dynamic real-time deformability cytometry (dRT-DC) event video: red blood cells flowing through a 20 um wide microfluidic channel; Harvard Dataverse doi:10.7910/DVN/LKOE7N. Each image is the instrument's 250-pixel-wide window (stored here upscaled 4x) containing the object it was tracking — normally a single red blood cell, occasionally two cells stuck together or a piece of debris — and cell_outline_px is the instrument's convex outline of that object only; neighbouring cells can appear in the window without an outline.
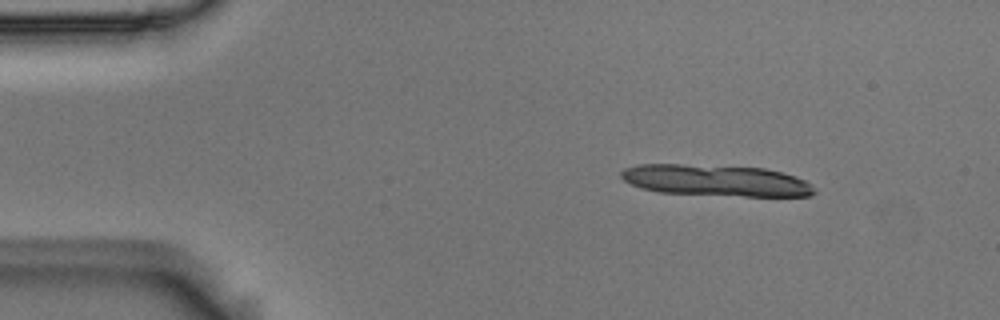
{"species": "Egyptian fruit bat (a non-hibernating species)", "species_latin": "Rousettus aegyptiacus", "temperature_condition": "room temperature", "stored_images_in_passage": 11, "camera_frame_rate_fps": 3000, "um_per_image_px": 0.085, "animal": {"sex": "male"}, "frame": {"image": 1, "passage_image": 4, "time_ms": 1.0, "image_size_px": [1000, 320], "cell_outline_px": [[816, 192], [812, 196], [744, 196], [660, 192], [644, 188], [632, 184], [624, 180], [620, 176], [620, 172], [624, 168], [636, 164], [680, 164], [764, 168], [796, 176], [812, 184]], "centroid_in_image_um": [60.87, 15.33], "position_along_channel_um": 24.1, "area_um2": 35.2}}